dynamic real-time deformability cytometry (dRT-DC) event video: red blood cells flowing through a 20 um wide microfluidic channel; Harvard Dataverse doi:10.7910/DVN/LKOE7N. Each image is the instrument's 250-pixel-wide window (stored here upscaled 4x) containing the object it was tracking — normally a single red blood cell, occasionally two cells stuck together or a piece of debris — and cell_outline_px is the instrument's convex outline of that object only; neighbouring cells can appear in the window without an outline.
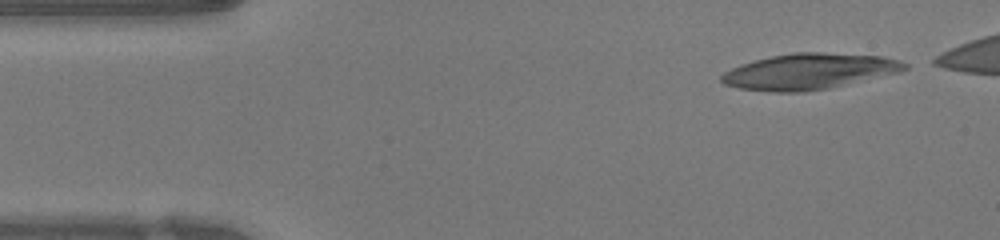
{"species": "human", "species_latin": "Homo sapiens", "temperature_condition": "warm", "stored_images_in_passage": 43, "camera_frame_rate_fps": 3000, "um_per_image_px": 0.085, "donor": {"sex": "female"}, "frame": {"image": 1, "passage_image": 1, "time_ms": 0.0, "image_size_px": [1000, 240], "cell_outline_px": [[908, 68], [900, 72], [828, 88], [804, 92], [772, 92], [740, 88], [724, 84], [720, 80], [720, 76], [724, 72], [740, 64], [772, 56], [792, 52], [820, 52], [880, 56], [900, 60], [908, 64]], "centroid_in_image_um": [68.77, 6.07], "position_along_channel_um": 16.2, "area_um2": 38.09}}
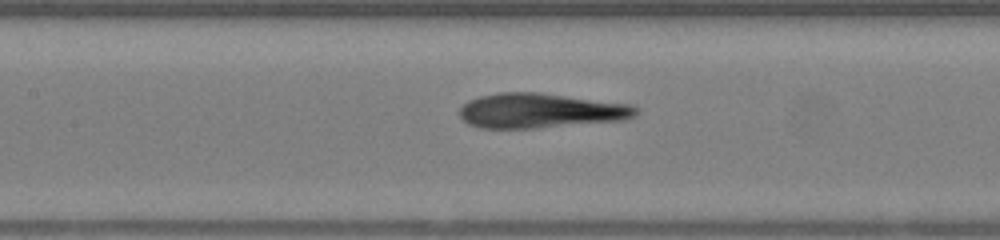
{"frame": {"image": 2, "passage_image": 18, "time_ms": 5.667, "image_size_px": [1000, 240], "cell_outline_px": [[640, 112], [636, 116], [628, 120], [536, 128], [480, 128], [468, 124], [460, 116], [460, 108], [468, 100], [480, 96], [500, 92], [540, 92], [632, 104], [640, 108]], "centroid_in_image_um": [46.02, 9.41], "position_along_channel_um": 161.4, "area_um2": 36.24}}
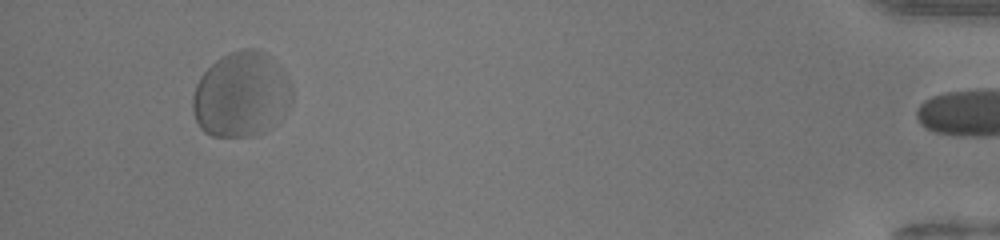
{"frame": {"image": 3, "passage_image": 42, "time_ms": 13.667, "image_size_px": [1000, 240], "cell_outline_px": [[292, 100], [276, 124], [272, 128], [264, 132], [252, 136], [212, 136], [204, 132], [200, 128], [192, 112], [192, 96], [196, 84], [200, 76], [216, 60], [228, 52], [240, 48], [256, 48], [264, 52], [280, 68], [288, 80], [292, 88]], "centroid_in_image_um": [20.48, 8.05], "position_along_channel_um": 414.7, "area_um2": 49.42}, "authors_computed_cell_mechanics": {"area_um2": 37.3966, "velocity_mm_per_s": 4.1566, "shape_relaxation_time_tau1_ms": null, "shape_relaxation_time_tau2_ms": 0.8717, "deformation_change_tau1": null, "deformation_change_tau2": 0.0824}}